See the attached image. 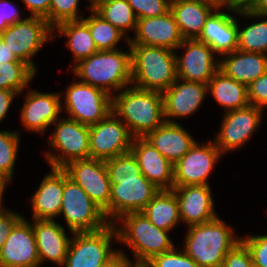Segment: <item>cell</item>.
I'll list each match as a JSON object with an SVG mask.
<instances>
[{
  "label": "cell",
  "mask_w": 267,
  "mask_h": 267,
  "mask_svg": "<svg viewBox=\"0 0 267 267\" xmlns=\"http://www.w3.org/2000/svg\"><path fill=\"white\" fill-rule=\"evenodd\" d=\"M132 86L163 93L177 80L176 52L167 48L129 44Z\"/></svg>",
  "instance_id": "obj_3"
},
{
  "label": "cell",
  "mask_w": 267,
  "mask_h": 267,
  "mask_svg": "<svg viewBox=\"0 0 267 267\" xmlns=\"http://www.w3.org/2000/svg\"><path fill=\"white\" fill-rule=\"evenodd\" d=\"M179 48H185V53L182 57L176 54L177 77L189 82L208 84L219 70V60H216L213 49L198 39H185L177 47Z\"/></svg>",
  "instance_id": "obj_16"
},
{
  "label": "cell",
  "mask_w": 267,
  "mask_h": 267,
  "mask_svg": "<svg viewBox=\"0 0 267 267\" xmlns=\"http://www.w3.org/2000/svg\"><path fill=\"white\" fill-rule=\"evenodd\" d=\"M131 152L137 158L141 173L159 189H172L174 165L144 137H134Z\"/></svg>",
  "instance_id": "obj_22"
},
{
  "label": "cell",
  "mask_w": 267,
  "mask_h": 267,
  "mask_svg": "<svg viewBox=\"0 0 267 267\" xmlns=\"http://www.w3.org/2000/svg\"><path fill=\"white\" fill-rule=\"evenodd\" d=\"M144 138L173 165L195 144L194 138L177 122H164Z\"/></svg>",
  "instance_id": "obj_25"
},
{
  "label": "cell",
  "mask_w": 267,
  "mask_h": 267,
  "mask_svg": "<svg viewBox=\"0 0 267 267\" xmlns=\"http://www.w3.org/2000/svg\"><path fill=\"white\" fill-rule=\"evenodd\" d=\"M55 31H58L59 35H56ZM53 33V37H68L66 46L73 53L74 65L98 51L89 27L82 20L61 23L53 29Z\"/></svg>",
  "instance_id": "obj_31"
},
{
  "label": "cell",
  "mask_w": 267,
  "mask_h": 267,
  "mask_svg": "<svg viewBox=\"0 0 267 267\" xmlns=\"http://www.w3.org/2000/svg\"><path fill=\"white\" fill-rule=\"evenodd\" d=\"M110 185V223H115L126 213L141 212L160 191L143 174L135 178L110 179Z\"/></svg>",
  "instance_id": "obj_11"
},
{
  "label": "cell",
  "mask_w": 267,
  "mask_h": 267,
  "mask_svg": "<svg viewBox=\"0 0 267 267\" xmlns=\"http://www.w3.org/2000/svg\"><path fill=\"white\" fill-rule=\"evenodd\" d=\"M33 230L37 244L40 265L44 261L63 266L70 239L64 226L55 220H33Z\"/></svg>",
  "instance_id": "obj_24"
},
{
  "label": "cell",
  "mask_w": 267,
  "mask_h": 267,
  "mask_svg": "<svg viewBox=\"0 0 267 267\" xmlns=\"http://www.w3.org/2000/svg\"><path fill=\"white\" fill-rule=\"evenodd\" d=\"M133 136L113 111L89 126L90 158L106 161L131 151Z\"/></svg>",
  "instance_id": "obj_12"
},
{
  "label": "cell",
  "mask_w": 267,
  "mask_h": 267,
  "mask_svg": "<svg viewBox=\"0 0 267 267\" xmlns=\"http://www.w3.org/2000/svg\"><path fill=\"white\" fill-rule=\"evenodd\" d=\"M90 10L92 15L81 20L89 27L98 51L117 49V44L122 38H124L127 44L129 43L131 38L128 37L129 35L126 34L125 36L123 32L99 16L92 8Z\"/></svg>",
  "instance_id": "obj_33"
},
{
  "label": "cell",
  "mask_w": 267,
  "mask_h": 267,
  "mask_svg": "<svg viewBox=\"0 0 267 267\" xmlns=\"http://www.w3.org/2000/svg\"><path fill=\"white\" fill-rule=\"evenodd\" d=\"M19 94L12 90L0 89V123L7 116V112L12 102Z\"/></svg>",
  "instance_id": "obj_47"
},
{
  "label": "cell",
  "mask_w": 267,
  "mask_h": 267,
  "mask_svg": "<svg viewBox=\"0 0 267 267\" xmlns=\"http://www.w3.org/2000/svg\"><path fill=\"white\" fill-rule=\"evenodd\" d=\"M71 235L64 267H104L118 253L111 247L112 240H118L114 223L101 230Z\"/></svg>",
  "instance_id": "obj_7"
},
{
  "label": "cell",
  "mask_w": 267,
  "mask_h": 267,
  "mask_svg": "<svg viewBox=\"0 0 267 267\" xmlns=\"http://www.w3.org/2000/svg\"><path fill=\"white\" fill-rule=\"evenodd\" d=\"M7 183H9L4 177H2L0 175V206H2V198H3V194H4V190L7 186Z\"/></svg>",
  "instance_id": "obj_53"
},
{
  "label": "cell",
  "mask_w": 267,
  "mask_h": 267,
  "mask_svg": "<svg viewBox=\"0 0 267 267\" xmlns=\"http://www.w3.org/2000/svg\"><path fill=\"white\" fill-rule=\"evenodd\" d=\"M53 35V28L45 18L29 16L10 25L1 37L10 51L36 72V64L32 58L46 41L54 39Z\"/></svg>",
  "instance_id": "obj_10"
},
{
  "label": "cell",
  "mask_w": 267,
  "mask_h": 267,
  "mask_svg": "<svg viewBox=\"0 0 267 267\" xmlns=\"http://www.w3.org/2000/svg\"><path fill=\"white\" fill-rule=\"evenodd\" d=\"M241 240L250 250L253 264L267 267V235L245 236Z\"/></svg>",
  "instance_id": "obj_41"
},
{
  "label": "cell",
  "mask_w": 267,
  "mask_h": 267,
  "mask_svg": "<svg viewBox=\"0 0 267 267\" xmlns=\"http://www.w3.org/2000/svg\"><path fill=\"white\" fill-rule=\"evenodd\" d=\"M134 35L129 44L157 46L172 51L184 40L171 11L157 17L138 19Z\"/></svg>",
  "instance_id": "obj_20"
},
{
  "label": "cell",
  "mask_w": 267,
  "mask_h": 267,
  "mask_svg": "<svg viewBox=\"0 0 267 267\" xmlns=\"http://www.w3.org/2000/svg\"><path fill=\"white\" fill-rule=\"evenodd\" d=\"M176 248L154 256L145 265L147 267H199L183 250L177 251Z\"/></svg>",
  "instance_id": "obj_39"
},
{
  "label": "cell",
  "mask_w": 267,
  "mask_h": 267,
  "mask_svg": "<svg viewBox=\"0 0 267 267\" xmlns=\"http://www.w3.org/2000/svg\"><path fill=\"white\" fill-rule=\"evenodd\" d=\"M20 16L19 10L9 0H0V35L18 21L25 20Z\"/></svg>",
  "instance_id": "obj_44"
},
{
  "label": "cell",
  "mask_w": 267,
  "mask_h": 267,
  "mask_svg": "<svg viewBox=\"0 0 267 267\" xmlns=\"http://www.w3.org/2000/svg\"><path fill=\"white\" fill-rule=\"evenodd\" d=\"M112 111L133 137H144L165 122L162 93L132 85L112 95Z\"/></svg>",
  "instance_id": "obj_1"
},
{
  "label": "cell",
  "mask_w": 267,
  "mask_h": 267,
  "mask_svg": "<svg viewBox=\"0 0 267 267\" xmlns=\"http://www.w3.org/2000/svg\"><path fill=\"white\" fill-rule=\"evenodd\" d=\"M178 199L180 218L188 227L215 219L210 185H186L172 188Z\"/></svg>",
  "instance_id": "obj_21"
},
{
  "label": "cell",
  "mask_w": 267,
  "mask_h": 267,
  "mask_svg": "<svg viewBox=\"0 0 267 267\" xmlns=\"http://www.w3.org/2000/svg\"><path fill=\"white\" fill-rule=\"evenodd\" d=\"M252 264L250 250L241 240L227 253L222 267H251Z\"/></svg>",
  "instance_id": "obj_42"
},
{
  "label": "cell",
  "mask_w": 267,
  "mask_h": 267,
  "mask_svg": "<svg viewBox=\"0 0 267 267\" xmlns=\"http://www.w3.org/2000/svg\"><path fill=\"white\" fill-rule=\"evenodd\" d=\"M35 74L24 61L0 63V89L12 90L20 95Z\"/></svg>",
  "instance_id": "obj_34"
},
{
  "label": "cell",
  "mask_w": 267,
  "mask_h": 267,
  "mask_svg": "<svg viewBox=\"0 0 267 267\" xmlns=\"http://www.w3.org/2000/svg\"><path fill=\"white\" fill-rule=\"evenodd\" d=\"M237 14L249 19L267 16V0H258L250 10L237 11Z\"/></svg>",
  "instance_id": "obj_48"
},
{
  "label": "cell",
  "mask_w": 267,
  "mask_h": 267,
  "mask_svg": "<svg viewBox=\"0 0 267 267\" xmlns=\"http://www.w3.org/2000/svg\"><path fill=\"white\" fill-rule=\"evenodd\" d=\"M68 177L77 183L109 218L111 185L105 161L81 159L69 162L63 167Z\"/></svg>",
  "instance_id": "obj_13"
},
{
  "label": "cell",
  "mask_w": 267,
  "mask_h": 267,
  "mask_svg": "<svg viewBox=\"0 0 267 267\" xmlns=\"http://www.w3.org/2000/svg\"><path fill=\"white\" fill-rule=\"evenodd\" d=\"M121 249L115 254L104 267H136L138 264L129 260Z\"/></svg>",
  "instance_id": "obj_49"
},
{
  "label": "cell",
  "mask_w": 267,
  "mask_h": 267,
  "mask_svg": "<svg viewBox=\"0 0 267 267\" xmlns=\"http://www.w3.org/2000/svg\"><path fill=\"white\" fill-rule=\"evenodd\" d=\"M182 81V82H181ZM207 84L177 80L165 90L163 95L164 120L176 122L173 119L187 117L200 108L207 94Z\"/></svg>",
  "instance_id": "obj_19"
},
{
  "label": "cell",
  "mask_w": 267,
  "mask_h": 267,
  "mask_svg": "<svg viewBox=\"0 0 267 267\" xmlns=\"http://www.w3.org/2000/svg\"><path fill=\"white\" fill-rule=\"evenodd\" d=\"M0 267H40L32 224L22 217L0 249Z\"/></svg>",
  "instance_id": "obj_17"
},
{
  "label": "cell",
  "mask_w": 267,
  "mask_h": 267,
  "mask_svg": "<svg viewBox=\"0 0 267 267\" xmlns=\"http://www.w3.org/2000/svg\"><path fill=\"white\" fill-rule=\"evenodd\" d=\"M31 198L33 219L54 220L59 216L63 196V168L51 167Z\"/></svg>",
  "instance_id": "obj_26"
},
{
  "label": "cell",
  "mask_w": 267,
  "mask_h": 267,
  "mask_svg": "<svg viewBox=\"0 0 267 267\" xmlns=\"http://www.w3.org/2000/svg\"><path fill=\"white\" fill-rule=\"evenodd\" d=\"M237 49L267 55V20L253 23L242 29L238 24Z\"/></svg>",
  "instance_id": "obj_35"
},
{
  "label": "cell",
  "mask_w": 267,
  "mask_h": 267,
  "mask_svg": "<svg viewBox=\"0 0 267 267\" xmlns=\"http://www.w3.org/2000/svg\"><path fill=\"white\" fill-rule=\"evenodd\" d=\"M138 19L157 17L170 11L171 0H127Z\"/></svg>",
  "instance_id": "obj_40"
},
{
  "label": "cell",
  "mask_w": 267,
  "mask_h": 267,
  "mask_svg": "<svg viewBox=\"0 0 267 267\" xmlns=\"http://www.w3.org/2000/svg\"><path fill=\"white\" fill-rule=\"evenodd\" d=\"M89 1H90V6L87 8L91 9L93 6H95L97 3H99L102 0H89Z\"/></svg>",
  "instance_id": "obj_54"
},
{
  "label": "cell",
  "mask_w": 267,
  "mask_h": 267,
  "mask_svg": "<svg viewBox=\"0 0 267 267\" xmlns=\"http://www.w3.org/2000/svg\"><path fill=\"white\" fill-rule=\"evenodd\" d=\"M249 105L267 106V71L247 86Z\"/></svg>",
  "instance_id": "obj_43"
},
{
  "label": "cell",
  "mask_w": 267,
  "mask_h": 267,
  "mask_svg": "<svg viewBox=\"0 0 267 267\" xmlns=\"http://www.w3.org/2000/svg\"><path fill=\"white\" fill-rule=\"evenodd\" d=\"M79 0H51L49 9V25L54 29L67 21L81 20L78 14Z\"/></svg>",
  "instance_id": "obj_38"
},
{
  "label": "cell",
  "mask_w": 267,
  "mask_h": 267,
  "mask_svg": "<svg viewBox=\"0 0 267 267\" xmlns=\"http://www.w3.org/2000/svg\"><path fill=\"white\" fill-rule=\"evenodd\" d=\"M68 117L84 125H93L103 120L112 111V96L105 90L81 81H74L65 90ZM63 104L65 105L63 107Z\"/></svg>",
  "instance_id": "obj_9"
},
{
  "label": "cell",
  "mask_w": 267,
  "mask_h": 267,
  "mask_svg": "<svg viewBox=\"0 0 267 267\" xmlns=\"http://www.w3.org/2000/svg\"><path fill=\"white\" fill-rule=\"evenodd\" d=\"M109 179H128L140 176L137 158L130 151L105 161Z\"/></svg>",
  "instance_id": "obj_37"
},
{
  "label": "cell",
  "mask_w": 267,
  "mask_h": 267,
  "mask_svg": "<svg viewBox=\"0 0 267 267\" xmlns=\"http://www.w3.org/2000/svg\"><path fill=\"white\" fill-rule=\"evenodd\" d=\"M21 61L19 60L10 49L7 47V44L1 40L0 42V63L3 62H13Z\"/></svg>",
  "instance_id": "obj_50"
},
{
  "label": "cell",
  "mask_w": 267,
  "mask_h": 267,
  "mask_svg": "<svg viewBox=\"0 0 267 267\" xmlns=\"http://www.w3.org/2000/svg\"><path fill=\"white\" fill-rule=\"evenodd\" d=\"M264 109L254 105L224 113L215 145L222 154L245 145L261 124Z\"/></svg>",
  "instance_id": "obj_14"
},
{
  "label": "cell",
  "mask_w": 267,
  "mask_h": 267,
  "mask_svg": "<svg viewBox=\"0 0 267 267\" xmlns=\"http://www.w3.org/2000/svg\"><path fill=\"white\" fill-rule=\"evenodd\" d=\"M21 108V123L31 132L44 133L58 118L62 110L60 93H41L31 90Z\"/></svg>",
  "instance_id": "obj_18"
},
{
  "label": "cell",
  "mask_w": 267,
  "mask_h": 267,
  "mask_svg": "<svg viewBox=\"0 0 267 267\" xmlns=\"http://www.w3.org/2000/svg\"><path fill=\"white\" fill-rule=\"evenodd\" d=\"M19 133L17 131H0V175L8 182L13 179L14 164L18 156Z\"/></svg>",
  "instance_id": "obj_36"
},
{
  "label": "cell",
  "mask_w": 267,
  "mask_h": 267,
  "mask_svg": "<svg viewBox=\"0 0 267 267\" xmlns=\"http://www.w3.org/2000/svg\"><path fill=\"white\" fill-rule=\"evenodd\" d=\"M222 152L214 142L196 141L190 150L174 164L173 188L186 185H209L210 176Z\"/></svg>",
  "instance_id": "obj_15"
},
{
  "label": "cell",
  "mask_w": 267,
  "mask_h": 267,
  "mask_svg": "<svg viewBox=\"0 0 267 267\" xmlns=\"http://www.w3.org/2000/svg\"><path fill=\"white\" fill-rule=\"evenodd\" d=\"M218 216L208 222L188 227L183 251L199 267H222L227 253L241 241Z\"/></svg>",
  "instance_id": "obj_4"
},
{
  "label": "cell",
  "mask_w": 267,
  "mask_h": 267,
  "mask_svg": "<svg viewBox=\"0 0 267 267\" xmlns=\"http://www.w3.org/2000/svg\"><path fill=\"white\" fill-rule=\"evenodd\" d=\"M70 230L93 232L110 224L104 211L95 204L89 195L63 169V196L59 215H62Z\"/></svg>",
  "instance_id": "obj_6"
},
{
  "label": "cell",
  "mask_w": 267,
  "mask_h": 267,
  "mask_svg": "<svg viewBox=\"0 0 267 267\" xmlns=\"http://www.w3.org/2000/svg\"><path fill=\"white\" fill-rule=\"evenodd\" d=\"M258 0H231V9L235 11L250 10Z\"/></svg>",
  "instance_id": "obj_51"
},
{
  "label": "cell",
  "mask_w": 267,
  "mask_h": 267,
  "mask_svg": "<svg viewBox=\"0 0 267 267\" xmlns=\"http://www.w3.org/2000/svg\"><path fill=\"white\" fill-rule=\"evenodd\" d=\"M218 7L206 0H171L170 11L182 38L198 39L208 17Z\"/></svg>",
  "instance_id": "obj_27"
},
{
  "label": "cell",
  "mask_w": 267,
  "mask_h": 267,
  "mask_svg": "<svg viewBox=\"0 0 267 267\" xmlns=\"http://www.w3.org/2000/svg\"><path fill=\"white\" fill-rule=\"evenodd\" d=\"M136 267H147V266L143 264H138Z\"/></svg>",
  "instance_id": "obj_55"
},
{
  "label": "cell",
  "mask_w": 267,
  "mask_h": 267,
  "mask_svg": "<svg viewBox=\"0 0 267 267\" xmlns=\"http://www.w3.org/2000/svg\"><path fill=\"white\" fill-rule=\"evenodd\" d=\"M216 102L225 108V112L241 109L249 105L245 84L239 83L218 70L207 84Z\"/></svg>",
  "instance_id": "obj_29"
},
{
  "label": "cell",
  "mask_w": 267,
  "mask_h": 267,
  "mask_svg": "<svg viewBox=\"0 0 267 267\" xmlns=\"http://www.w3.org/2000/svg\"><path fill=\"white\" fill-rule=\"evenodd\" d=\"M129 52L119 49L97 51L82 59L71 69L77 79L105 90L111 96L132 85L131 48Z\"/></svg>",
  "instance_id": "obj_2"
},
{
  "label": "cell",
  "mask_w": 267,
  "mask_h": 267,
  "mask_svg": "<svg viewBox=\"0 0 267 267\" xmlns=\"http://www.w3.org/2000/svg\"><path fill=\"white\" fill-rule=\"evenodd\" d=\"M222 57L223 59L219 60V70L246 86L267 71V55L263 53L237 49L222 55Z\"/></svg>",
  "instance_id": "obj_28"
},
{
  "label": "cell",
  "mask_w": 267,
  "mask_h": 267,
  "mask_svg": "<svg viewBox=\"0 0 267 267\" xmlns=\"http://www.w3.org/2000/svg\"><path fill=\"white\" fill-rule=\"evenodd\" d=\"M92 9L124 34L136 31L138 18L127 0H102Z\"/></svg>",
  "instance_id": "obj_32"
},
{
  "label": "cell",
  "mask_w": 267,
  "mask_h": 267,
  "mask_svg": "<svg viewBox=\"0 0 267 267\" xmlns=\"http://www.w3.org/2000/svg\"><path fill=\"white\" fill-rule=\"evenodd\" d=\"M206 1L216 5L218 8L225 7L231 9V0H206Z\"/></svg>",
  "instance_id": "obj_52"
},
{
  "label": "cell",
  "mask_w": 267,
  "mask_h": 267,
  "mask_svg": "<svg viewBox=\"0 0 267 267\" xmlns=\"http://www.w3.org/2000/svg\"><path fill=\"white\" fill-rule=\"evenodd\" d=\"M53 124L55 129L48 139V144L57 153L45 152L50 167L63 168L71 161L90 158L88 125L69 117H61Z\"/></svg>",
  "instance_id": "obj_8"
},
{
  "label": "cell",
  "mask_w": 267,
  "mask_h": 267,
  "mask_svg": "<svg viewBox=\"0 0 267 267\" xmlns=\"http://www.w3.org/2000/svg\"><path fill=\"white\" fill-rule=\"evenodd\" d=\"M22 217L21 214L12 212L7 208L5 209L3 205L0 206V249L5 244L14 225Z\"/></svg>",
  "instance_id": "obj_45"
},
{
  "label": "cell",
  "mask_w": 267,
  "mask_h": 267,
  "mask_svg": "<svg viewBox=\"0 0 267 267\" xmlns=\"http://www.w3.org/2000/svg\"><path fill=\"white\" fill-rule=\"evenodd\" d=\"M51 0H22L25 7L32 13L31 16L45 18L49 23V9Z\"/></svg>",
  "instance_id": "obj_46"
},
{
  "label": "cell",
  "mask_w": 267,
  "mask_h": 267,
  "mask_svg": "<svg viewBox=\"0 0 267 267\" xmlns=\"http://www.w3.org/2000/svg\"><path fill=\"white\" fill-rule=\"evenodd\" d=\"M157 228L171 231L181 222L178 199L173 189H160L141 211Z\"/></svg>",
  "instance_id": "obj_30"
},
{
  "label": "cell",
  "mask_w": 267,
  "mask_h": 267,
  "mask_svg": "<svg viewBox=\"0 0 267 267\" xmlns=\"http://www.w3.org/2000/svg\"><path fill=\"white\" fill-rule=\"evenodd\" d=\"M217 8L206 20L198 40L206 43L219 56L237 50L238 22L230 12L237 11L226 8L228 12Z\"/></svg>",
  "instance_id": "obj_23"
},
{
  "label": "cell",
  "mask_w": 267,
  "mask_h": 267,
  "mask_svg": "<svg viewBox=\"0 0 267 267\" xmlns=\"http://www.w3.org/2000/svg\"><path fill=\"white\" fill-rule=\"evenodd\" d=\"M114 224L120 225L116 227L117 241L126 244L133 251L137 264L145 265L154 256L175 247L172 238L168 236L170 231L154 226L142 212L126 213Z\"/></svg>",
  "instance_id": "obj_5"
}]
</instances>
